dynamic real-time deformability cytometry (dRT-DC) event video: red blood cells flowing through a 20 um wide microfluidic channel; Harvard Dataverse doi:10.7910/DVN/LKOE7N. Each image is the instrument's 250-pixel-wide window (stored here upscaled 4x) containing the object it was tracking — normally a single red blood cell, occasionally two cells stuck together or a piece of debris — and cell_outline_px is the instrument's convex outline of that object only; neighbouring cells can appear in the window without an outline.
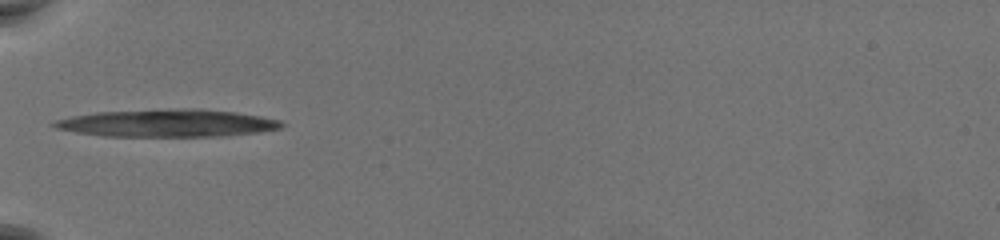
{"species": "common noctule bat (a hibernating species)", "species_latin": "Nyctalus noctula", "temperature_condition": "warm", "stored_images_in_passage": 2, "camera_frame_rate_fps": 3000, "um_per_image_px": 0.085, "animal": {"sex": "female", "body_mass_g": 19.5, "forearm_length_mm": 54.1}, "frame": {"image": 1, "passage_image": 1, "time_ms": 0.0, "image_size_px": [1000, 240], "cell_outline_px": [[284, 124], [280, 128], [260, 132], [220, 136], [104, 136], [76, 132], [56, 128], [52, 124], [52, 120], [72, 116], [96, 112], [232, 112], [260, 116], [280, 120]], "centroid_in_image_um": [14.17, 10.53], "position_along_channel_um": 70.8, "area_um2": 34.16}}